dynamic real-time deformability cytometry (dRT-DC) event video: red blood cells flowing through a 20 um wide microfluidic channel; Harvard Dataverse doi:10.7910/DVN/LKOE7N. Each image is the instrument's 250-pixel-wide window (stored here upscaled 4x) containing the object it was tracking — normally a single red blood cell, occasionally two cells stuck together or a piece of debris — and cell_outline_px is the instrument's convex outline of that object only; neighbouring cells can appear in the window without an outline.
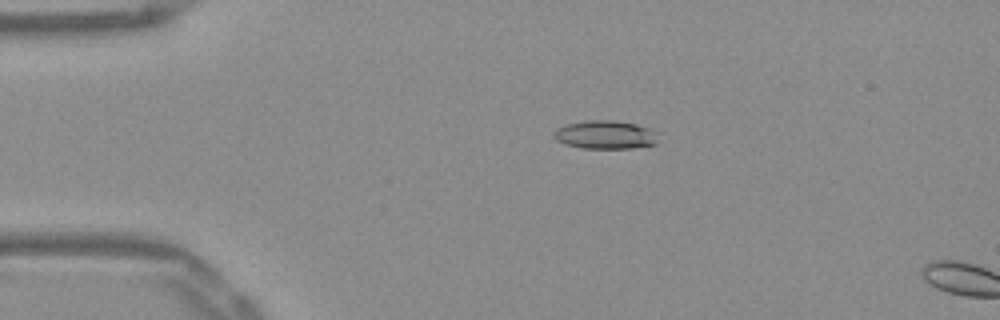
{"species": "Egyptian fruit bat (a non-hibernating species)", "species_latin": "Rousettus aegyptiacus", "temperature_condition": "warm", "stored_images_in_passage": 6, "camera_frame_rate_fps": 3000, "um_per_image_px": 0.085, "frame": {"image": 1, "passage_image": 3, "time_ms": 0.667, "image_size_px": [1000, 320], "cell_outline_px": [[656, 144], [632, 148], [580, 148], [564, 144], [556, 140], [552, 136], [552, 132], [556, 128], [568, 124], [588, 120], [612, 120], [636, 124], [648, 128], [656, 132]], "centroid_in_image_um": [51.4, 11.46], "position_along_channel_um": 33.6, "area_um2": 17.28}}